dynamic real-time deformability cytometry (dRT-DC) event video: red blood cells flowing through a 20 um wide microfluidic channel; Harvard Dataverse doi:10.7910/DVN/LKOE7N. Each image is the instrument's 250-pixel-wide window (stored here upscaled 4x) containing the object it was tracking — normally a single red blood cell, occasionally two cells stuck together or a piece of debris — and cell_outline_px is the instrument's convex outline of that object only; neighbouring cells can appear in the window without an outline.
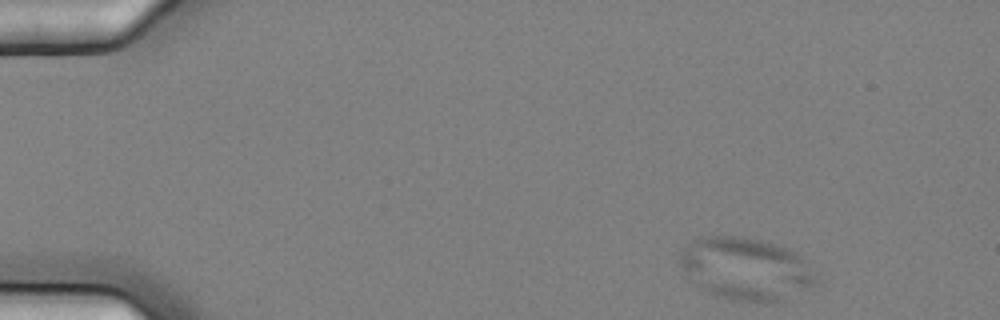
{"species": "common noctule bat (a hibernating species)", "species_latin": "Nyctalus noctula", "temperature_condition": "cold", "stored_images_in_passage": 3, "camera_frame_rate_fps": 3000, "um_per_image_px": 0.085, "animal": {"sex": "female", "body_mass_g": 25.1}, "frame": {"image": 1, "passage_image": 1, "time_ms": 0.0, "image_size_px": [1000, 320], "cell_outline_px": [[820, 280], [812, 288], [772, 304], [732, 300], [704, 292], [696, 288], [688, 280], [680, 264], [680, 256], [684, 248], [696, 236], [740, 236], [760, 240], [776, 244], [796, 252], [812, 268]], "centroid_in_image_um": [63.39, 22.88], "position_along_channel_um": 21.6, "area_um2": 50.63}}